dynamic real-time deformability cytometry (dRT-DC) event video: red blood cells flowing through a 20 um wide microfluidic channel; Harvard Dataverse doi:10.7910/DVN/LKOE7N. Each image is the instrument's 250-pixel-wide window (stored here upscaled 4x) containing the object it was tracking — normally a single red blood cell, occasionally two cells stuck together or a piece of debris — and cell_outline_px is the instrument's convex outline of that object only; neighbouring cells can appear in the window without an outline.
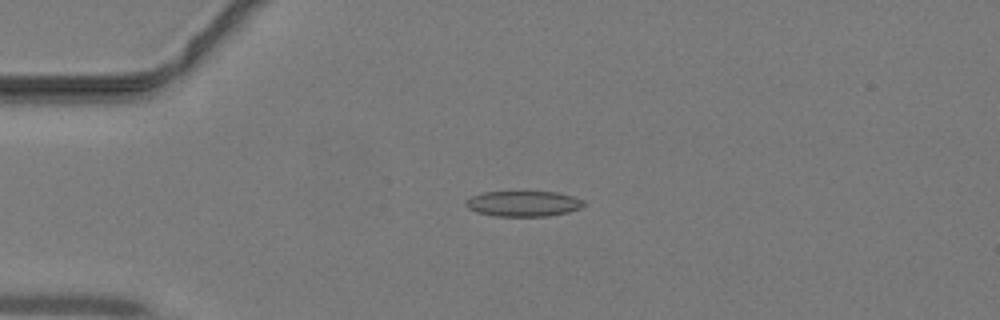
{"species": "common noctule bat (a hibernating species)", "species_latin": "Nyctalus noctula", "temperature_condition": "warm", "stored_images_in_passage": 41, "camera_frame_rate_fps": 3000, "um_per_image_px": 0.085, "animal": {"sex": "male", "body_mass_g": 19.2, "forearm_length_mm": 51.8}, "frame": {"image": 1, "passage_image": 8, "time_ms": 2.333, "image_size_px": [1000, 320], "cell_outline_px": [[584, 204], [580, 208], [568, 212], [548, 216], [496, 216], [476, 212], [468, 208], [464, 204], [472, 196], [484, 192], [556, 192], [572, 196], [584, 200]], "centroid_in_image_um": [44.49, 17.31], "position_along_channel_um": 40.5, "area_um2": 17.4}}
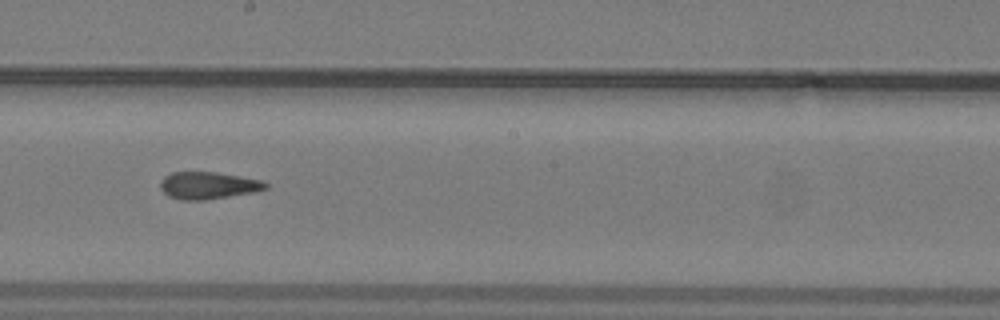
{"frame": {"image": 2, "passage_image": 22, "time_ms": 7.0, "image_size_px": [1000, 320], "cell_outline_px": [[268, 188], [252, 192], [204, 200], [180, 200], [168, 196], [160, 188], [160, 180], [164, 176], [172, 172], [216, 172], [260, 180], [268, 184]], "centroid_in_image_um": [17.63, 15.76], "position_along_channel_um": 230.6, "area_um2": 16.53}}
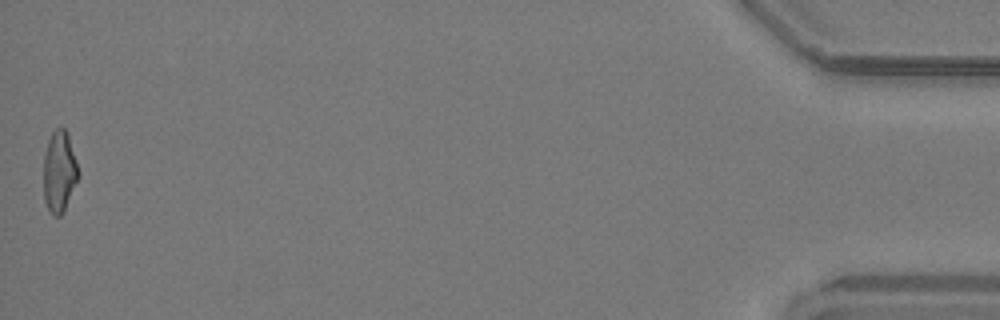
{"frame": {"image": 3, "passage_image": 41, "time_ms": 13.333, "image_size_px": [1000, 320], "cell_outline_px": [[80, 176], [64, 212], [60, 216], [52, 216], [44, 200], [44, 156], [48, 140], [52, 132], [56, 128], [64, 128], [68, 132], [80, 172]], "centroid_in_image_um": [5.07, 14.6], "position_along_channel_um": 430.1, "area_um2": 16.82}}